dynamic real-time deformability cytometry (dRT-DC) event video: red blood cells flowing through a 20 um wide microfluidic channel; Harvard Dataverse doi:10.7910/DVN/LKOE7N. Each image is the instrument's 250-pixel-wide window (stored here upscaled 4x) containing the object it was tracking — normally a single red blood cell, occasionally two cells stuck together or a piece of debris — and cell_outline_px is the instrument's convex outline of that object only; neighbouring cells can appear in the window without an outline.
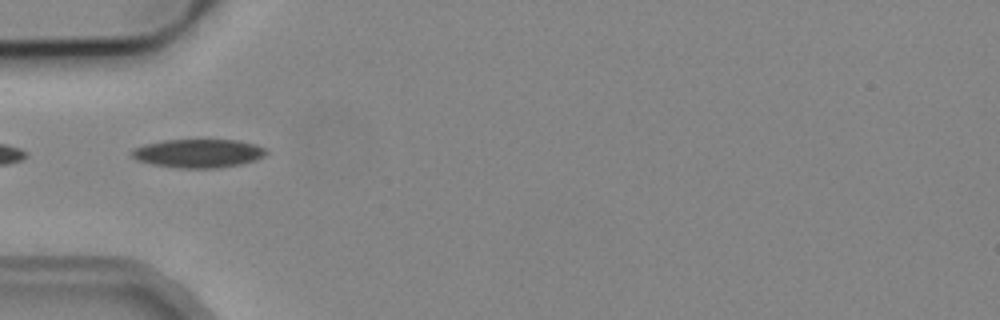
{"species": "common noctule bat (a hibernating species)", "species_latin": "Nyctalus noctula", "temperature_condition": "cold", "stored_images_in_passage": 3, "camera_frame_rate_fps": 3000, "um_per_image_px": 0.085, "animal": {"sex": "male", "body_mass_g": 19.2, "forearm_length_mm": 51.8}, "frame": {"image": 1, "passage_image": 2, "time_ms": 1.0, "image_size_px": [1000, 320], "cell_outline_px": [[268, 152], [264, 156], [256, 160], [240, 164], [220, 168], [180, 168], [152, 164], [136, 160], [128, 152], [132, 148], [144, 144], [160, 140], [240, 140], [256, 144], [268, 148]], "centroid_in_image_um": [16.85, 13.02], "position_along_channel_um": 68.1, "area_um2": 22.77}}